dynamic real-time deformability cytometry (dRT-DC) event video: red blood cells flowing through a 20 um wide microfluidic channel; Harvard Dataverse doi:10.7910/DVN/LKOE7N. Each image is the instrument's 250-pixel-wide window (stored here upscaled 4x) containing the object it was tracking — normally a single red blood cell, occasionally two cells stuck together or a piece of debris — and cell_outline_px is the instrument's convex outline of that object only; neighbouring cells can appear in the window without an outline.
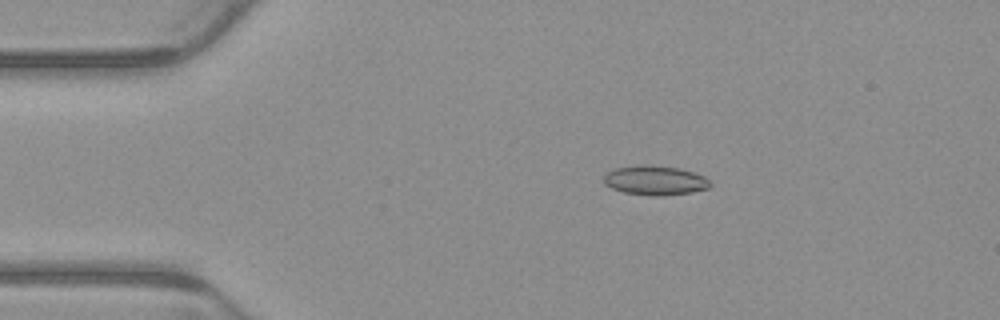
{"species": "common noctule bat (a hibernating species)", "species_latin": "Nyctalus noctula", "temperature_condition": "warm", "stored_images_in_passage": 7, "camera_frame_rate_fps": 3000, "um_per_image_px": 0.085, "animal": {"sex": "male", "body_mass_g": 23.1, "forearm_length_mm": 52.7}, "frame": {"image": 1, "passage_image": 3, "time_ms": 0.667, "image_size_px": [1000, 320], "cell_outline_px": [[712, 184], [708, 188], [692, 192], [664, 196], [652, 196], [624, 192], [612, 188], [604, 184], [604, 176], [608, 172], [616, 168], [636, 164], [648, 164], [680, 168], [704, 176]], "centroid_in_image_um": [55.68, 15.32], "position_along_channel_um": 29.3, "area_um2": 18.38}}
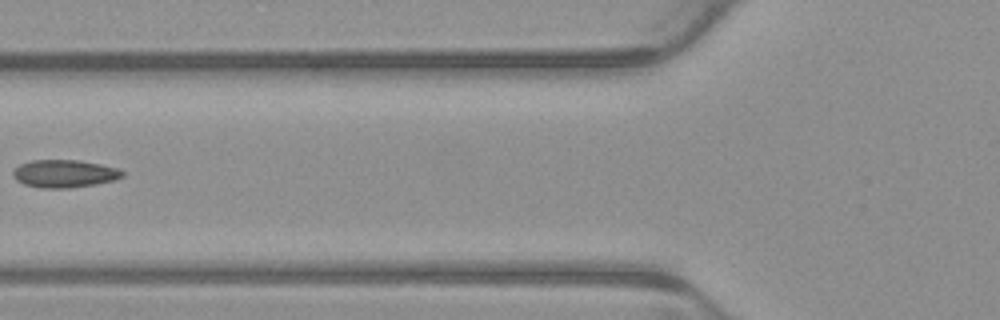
{"frame": {"image": 2, "passage_image": 6, "time_ms": 1.667, "image_size_px": [1000, 320], "cell_outline_px": [[124, 176], [116, 180], [96, 184], [68, 188], [40, 188], [24, 184], [16, 180], [12, 176], [12, 172], [20, 164], [32, 160], [80, 160], [120, 168], [124, 172]], "centroid_in_image_um": [5.5, 14.76], "position_along_channel_um": 120.3, "area_um2": 17.86}}
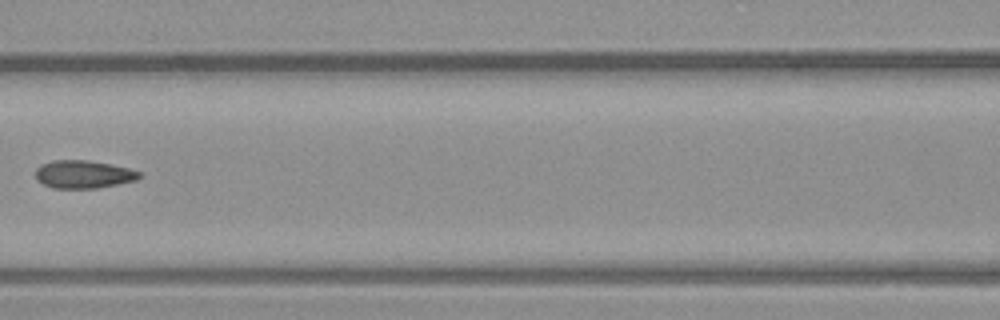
{"frame": {"image": 3, "passage_image": 7, "time_ms": 2.0, "image_size_px": [1000, 320], "cell_outline_px": [[144, 176], [136, 180], [96, 188], [52, 188], [36, 180], [36, 168], [40, 164], [52, 160], [88, 160], [112, 164], [128, 168], [140, 172]], "centroid_in_image_um": [7.08, 14.81], "position_along_channel_um": 159.5, "area_um2": 16.99}}